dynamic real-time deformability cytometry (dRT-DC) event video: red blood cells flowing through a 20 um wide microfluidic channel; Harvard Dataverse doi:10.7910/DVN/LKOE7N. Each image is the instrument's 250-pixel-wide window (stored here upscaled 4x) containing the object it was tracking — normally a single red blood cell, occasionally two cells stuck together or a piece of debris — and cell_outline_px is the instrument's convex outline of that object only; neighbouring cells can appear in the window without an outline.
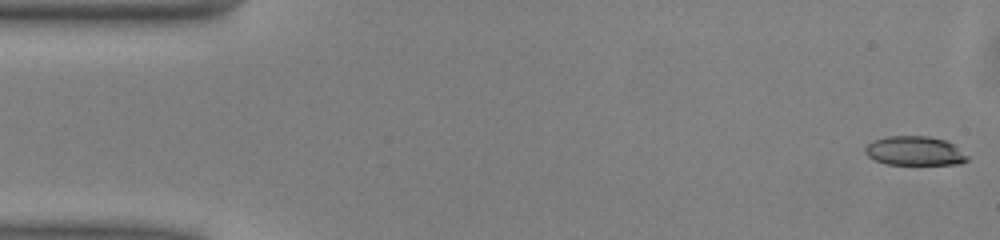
{"species": "common noctule bat (a hibernating species)", "species_latin": "Nyctalus noctula", "temperature_condition": "warm", "stored_images_in_passage": 50, "camera_frame_rate_fps": 3000, "um_per_image_px": 0.085, "animal": {"sex": "male", "body_mass_g": 13.0, "forearm_length_mm": 53.1}, "frame": {"image": 1, "passage_image": 1, "time_ms": 0.0, "image_size_px": [1000, 240], "cell_outline_px": [[968, 160], [960, 164], [888, 164], [876, 160], [868, 156], [864, 152], [864, 148], [872, 140], [888, 136], [928, 136], [944, 140], [952, 144], [968, 156]], "centroid_in_image_um": [77.72, 12.82], "position_along_channel_um": 7.3, "area_um2": 17.22}}
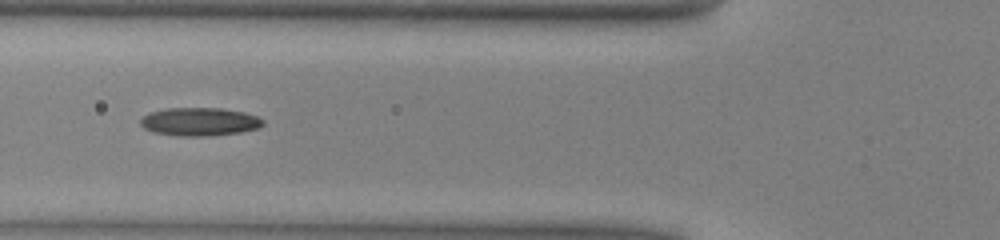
{"frame": {"image": 2, "passage_image": 18, "time_ms": 5.667, "image_size_px": [1000, 240], "cell_outline_px": [[264, 124], [256, 128], [240, 132], [212, 136], [180, 136], [152, 132], [144, 128], [140, 124], [140, 120], [148, 112], [168, 108], [220, 108], [244, 112], [256, 116], [264, 120]], "centroid_in_image_um": [16.94, 10.34], "position_along_channel_um": 108.9, "area_um2": 20.17}}
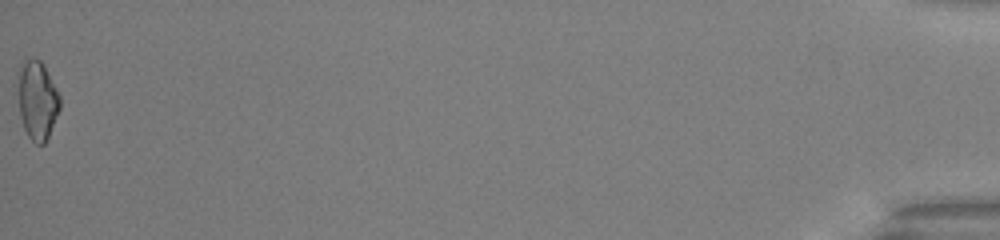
{"frame": {"image": 3, "passage_image": 50, "time_ms": 16.333, "image_size_px": [1000, 240], "cell_outline_px": [[60, 108], [48, 136], [44, 144], [36, 144], [28, 136], [24, 128], [20, 116], [12, 84], [20, 60], [32, 56], [40, 60], [44, 64], [60, 96]], "centroid_in_image_um": [3.06, 8.39], "position_along_channel_um": 432.1, "area_um2": 20.58}, "authors_computed_cell_mechanics": {"area_um2": 18.785, "velocity_mm_per_s": 4.0819, "shape_relaxation_time_tau1_ms": 4.6293, "shape_relaxation_time_tau2_ms": 2.1757, "deformation_change_tau1": 0.1438, "deformation_change_tau2": 0.0999}}